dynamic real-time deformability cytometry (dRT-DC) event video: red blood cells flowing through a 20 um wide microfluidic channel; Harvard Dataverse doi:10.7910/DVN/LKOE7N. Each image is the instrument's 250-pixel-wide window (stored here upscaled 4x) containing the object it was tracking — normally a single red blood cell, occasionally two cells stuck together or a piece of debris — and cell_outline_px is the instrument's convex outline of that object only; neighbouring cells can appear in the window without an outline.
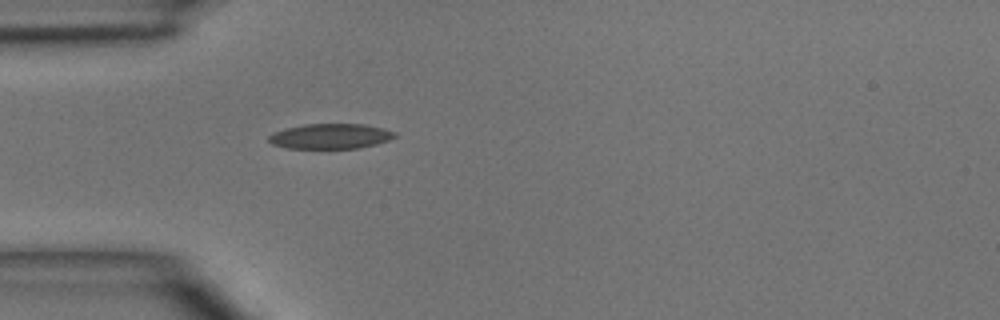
{"species": "common noctule bat (a hibernating species)", "species_latin": "Nyctalus noctula", "temperature_condition": "room temperature", "stored_images_in_passage": 3, "camera_frame_rate_fps": 3000, "um_per_image_px": 0.085, "animal": {"sex": "male", "body_mass_g": 15.6}, "frame": {"image": 1, "passage_image": 3, "time_ms": 2.333, "image_size_px": [1000, 320], "cell_outline_px": [[396, 136], [388, 140], [376, 144], [360, 148], [288, 148], [272, 144], [268, 140], [268, 136], [284, 128], [304, 124], [364, 124], [384, 128], [396, 132]], "centroid_in_image_um": [28.1, 11.57], "position_along_channel_um": 56.9, "area_um2": 18.44}}